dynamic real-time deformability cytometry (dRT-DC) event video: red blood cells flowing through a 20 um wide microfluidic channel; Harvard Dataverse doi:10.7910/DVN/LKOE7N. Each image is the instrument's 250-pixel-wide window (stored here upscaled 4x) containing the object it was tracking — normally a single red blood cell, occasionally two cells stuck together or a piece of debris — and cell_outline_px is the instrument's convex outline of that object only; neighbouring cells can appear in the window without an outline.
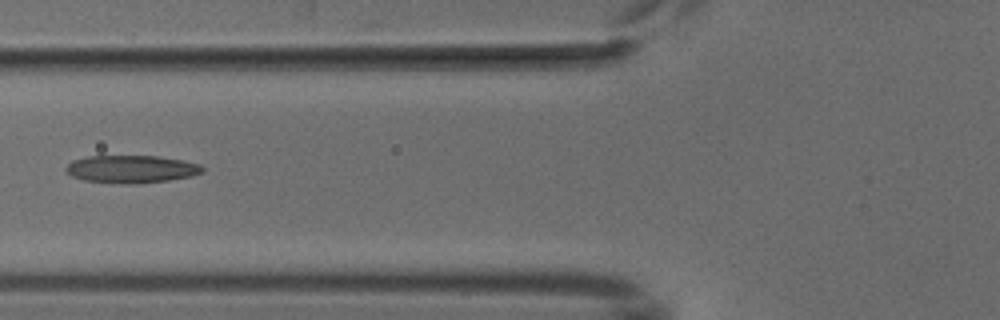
{"species": "common noctule bat (a hibernating species)", "species_latin": "Nyctalus noctula", "temperature_condition": "cold", "stored_images_in_passage": 4, "camera_frame_rate_fps": 3000, "um_per_image_px": 0.085, "animal": {"sex": "male", "body_mass_g": 18.8}, "frame": {"image": 1, "passage_image": 4, "time_ms": 3.333, "image_size_px": [1000, 320], "cell_outline_px": [[204, 172], [192, 176], [168, 180], [136, 184], [132, 184], [84, 180], [72, 176], [64, 168], [72, 160], [88, 156], [156, 156], [180, 160], [200, 164], [204, 168]], "centroid_in_image_um": [11.18, 14.37], "position_along_channel_um": 114.6, "area_um2": 21.85}}